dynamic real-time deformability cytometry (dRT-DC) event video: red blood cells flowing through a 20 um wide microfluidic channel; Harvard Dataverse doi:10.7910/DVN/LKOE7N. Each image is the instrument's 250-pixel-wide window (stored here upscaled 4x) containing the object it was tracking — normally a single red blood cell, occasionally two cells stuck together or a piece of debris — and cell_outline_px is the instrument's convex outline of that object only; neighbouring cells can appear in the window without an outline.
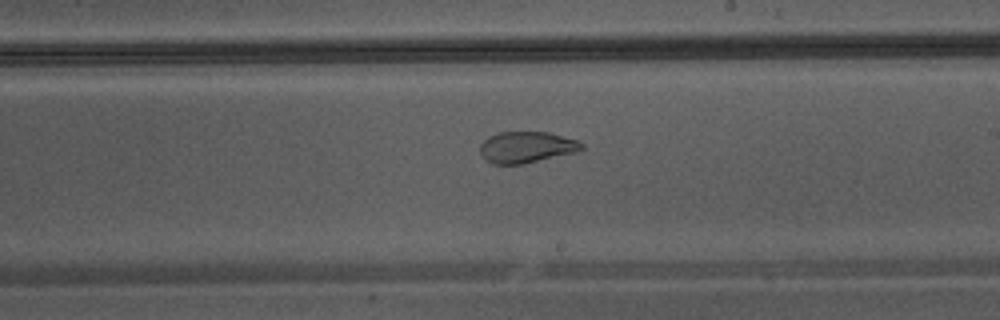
{"species": "Egyptian fruit bat (a non-hibernating species)", "species_latin": "Rousettus aegyptiacus", "temperature_condition": "warm", "stored_images_in_passage": 48, "segment_of_instrument_passage": [2, 2], "camera_frame_rate_fps": 3000, "um_per_image_px": 0.085, "animal": {"sex": "male"}, "frame": {"image": 1, "passage_image": 30, "time_ms": 9.667, "image_size_px": [1000, 320], "cell_outline_px": [[584, 148], [580, 152], [524, 164], [492, 164], [484, 160], [480, 156], [480, 144], [488, 136], [500, 132], [548, 132], [576, 140], [584, 144]], "centroid_in_image_um": [44.75, 12.53], "position_along_channel_um": 244.2, "area_um2": 18.9}}
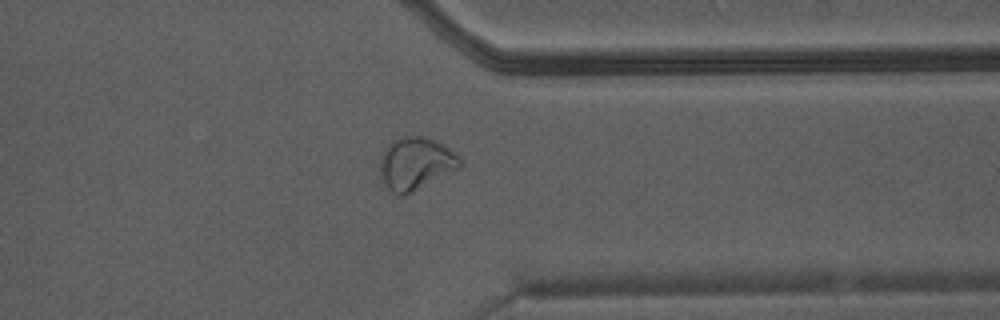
{"frame": {"image": 2, "passage_image": 39, "time_ms": 12.667, "image_size_px": [1000, 320], "cell_outline_px": [[464, 164], [460, 168], [408, 196], [396, 196], [384, 184], [380, 176], [380, 160], [388, 144], [392, 140], [404, 136], [424, 136], [452, 148], [464, 160]], "centroid_in_image_um": [35.39, 13.93], "position_along_channel_um": 376.0, "area_um2": 25.26}}
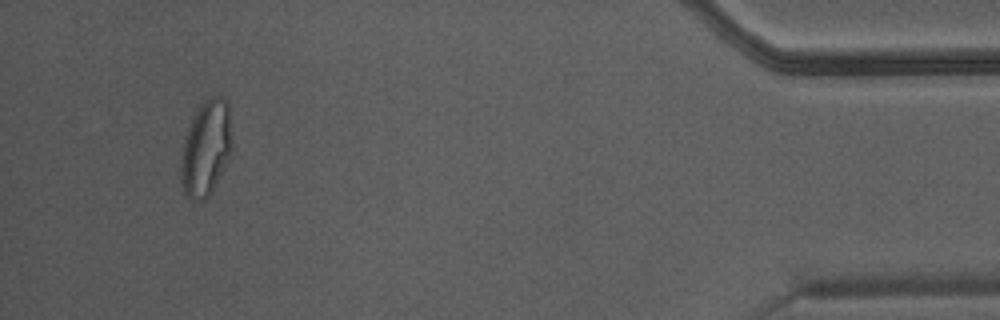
{"frame": {"image": 3, "passage_image": 46, "time_ms": 15.0, "image_size_px": [1000, 320], "cell_outline_px": [[232, 152], [208, 196], [200, 204], [188, 200], [184, 192], [180, 180], [180, 156], [184, 140], [192, 116], [196, 108], [204, 100], [212, 96], [220, 96], [228, 104], [232, 144]], "centroid_in_image_um": [17.47, 12.63], "position_along_channel_um": 417.7, "area_um2": 28.78}}